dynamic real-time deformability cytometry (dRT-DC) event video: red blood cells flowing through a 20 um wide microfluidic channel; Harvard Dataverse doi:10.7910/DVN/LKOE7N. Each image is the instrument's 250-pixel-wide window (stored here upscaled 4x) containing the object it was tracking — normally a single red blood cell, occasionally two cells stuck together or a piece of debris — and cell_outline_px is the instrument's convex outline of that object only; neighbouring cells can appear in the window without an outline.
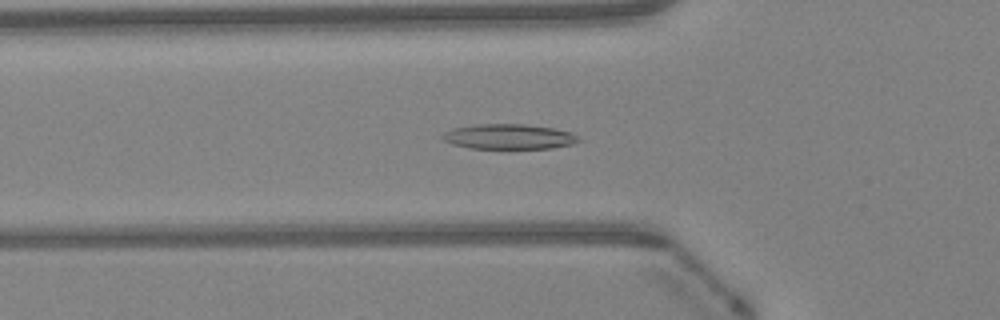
{"species": "Egyptian fruit bat (a non-hibernating species)", "species_latin": "Rousettus aegyptiacus", "temperature_condition": "warm", "stored_images_in_passage": 47, "camera_frame_rate_fps": 3000, "um_per_image_px": 0.085, "animal": {"sex": "female"}, "frame": {"image": 1, "passage_image": 16, "time_ms": 5.0, "image_size_px": [1000, 320], "cell_outline_px": [[580, 140], [576, 144], [552, 148], [468, 148], [452, 144], [444, 140], [440, 136], [444, 132], [452, 128], [476, 124], [524, 124], [552, 128], [572, 132], [580, 136]], "centroid_in_image_um": [43.28, 11.61], "position_along_channel_um": 82.5, "area_um2": 20.06}}
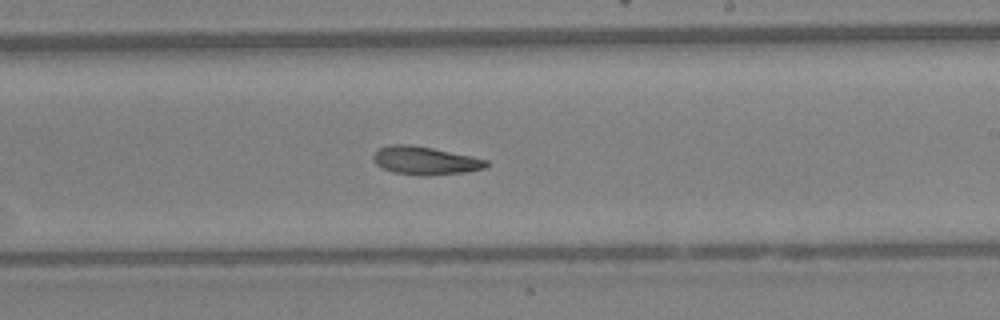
{"frame": {"image": 2, "passage_image": 28, "time_ms": 9.0, "image_size_px": [1000, 320], "cell_outline_px": [[488, 164], [484, 168], [464, 172], [428, 176], [420, 176], [392, 172], [376, 164], [372, 160], [372, 156], [380, 148], [388, 144], [412, 144], [472, 156], [488, 160]], "centroid_in_image_um": [36.11, 13.65], "position_along_channel_um": 252.9, "area_um2": 18.61}}
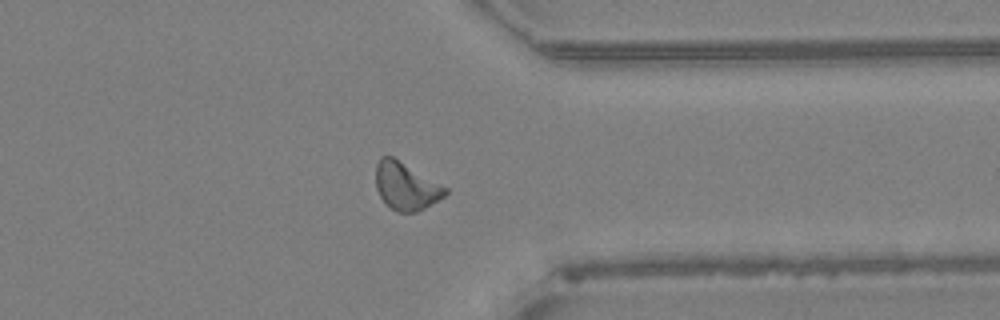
{"frame": {"image": 3, "passage_image": 37, "time_ms": 12.0, "image_size_px": [1000, 320], "cell_outline_px": [[448, 192], [444, 196], [424, 208], [416, 212], [396, 212], [384, 204], [376, 188], [376, 164], [380, 156], [392, 156], [448, 188]], "centroid_in_image_um": [34.47, 15.83], "position_along_channel_um": 376.9, "area_um2": 19.19}, "authors_computed_cell_mechanics": {"area_um2": 18.9006, "velocity_mm_per_s": 4.2645, "shape_relaxation_time_tau1_ms": 4.1959, "shape_relaxation_time_tau2_ms": null, "deformation_change_tau1": 0.1215, "deformation_change_tau2": null}}